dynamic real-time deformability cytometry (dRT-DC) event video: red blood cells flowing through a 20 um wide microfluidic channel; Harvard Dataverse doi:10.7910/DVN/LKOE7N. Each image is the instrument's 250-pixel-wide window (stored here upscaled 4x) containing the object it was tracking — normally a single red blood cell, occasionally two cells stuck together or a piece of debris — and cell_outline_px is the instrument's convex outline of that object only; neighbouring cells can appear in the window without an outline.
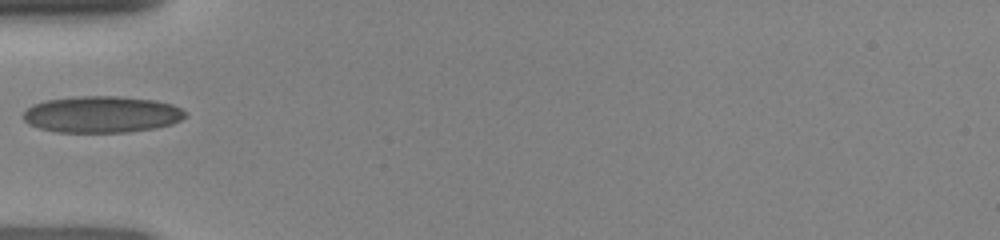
{"species": "human", "species_latin": "Homo sapiens", "temperature_condition": "room temperature", "stored_images_in_passage": 32, "camera_frame_rate_fps": 3000, "um_per_image_px": 0.085, "donor": {"sex": "female"}, "frame": {"image": 1, "passage_image": 1, "time_ms": 0.0, "image_size_px": [1000, 240], "cell_outline_px": [[188, 116], [172, 124], [156, 128], [128, 132], [56, 132], [40, 128], [28, 124], [20, 116], [32, 104], [48, 100], [80, 96], [116, 96], [156, 100], [172, 104], [188, 112]], "centroid_in_image_um": [8.67, 9.72], "position_along_channel_um": 76.3, "area_um2": 34.74}}
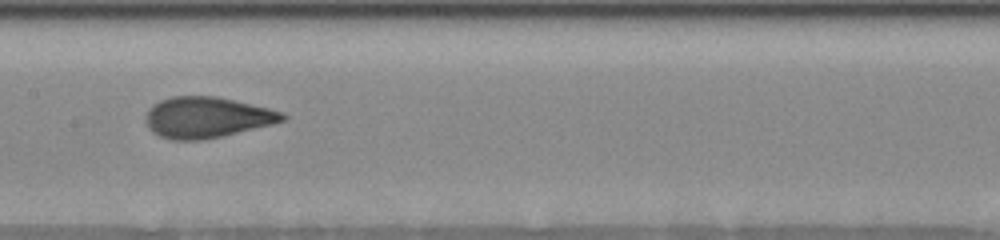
{"frame": {"image": 2, "passage_image": 9, "time_ms": 2.667, "image_size_px": [1000, 240], "cell_outline_px": [[288, 116], [284, 120], [272, 124], [224, 136], [200, 140], [172, 140], [160, 136], [152, 132], [148, 128], [144, 120], [144, 116], [148, 108], [152, 104], [160, 100], [172, 96], [216, 96], [268, 108], [284, 112]], "centroid_in_image_um": [17.54, 9.98], "position_along_channel_um": 189.9, "area_um2": 32.83}}
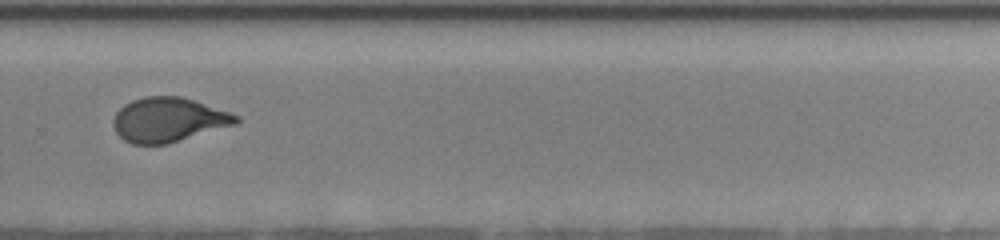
{"frame": {"image": 3, "passage_image": 18, "time_ms": 5.667, "image_size_px": [1000, 240], "cell_outline_px": [[240, 120], [236, 124], [164, 144], [132, 144], [124, 140], [116, 132], [112, 124], [112, 120], [116, 112], [124, 104], [132, 100], [144, 96], [180, 96], [232, 112], [240, 116]], "centroid_in_image_um": [14.3, 10.16], "position_along_channel_um": 315.5, "area_um2": 31.67}}